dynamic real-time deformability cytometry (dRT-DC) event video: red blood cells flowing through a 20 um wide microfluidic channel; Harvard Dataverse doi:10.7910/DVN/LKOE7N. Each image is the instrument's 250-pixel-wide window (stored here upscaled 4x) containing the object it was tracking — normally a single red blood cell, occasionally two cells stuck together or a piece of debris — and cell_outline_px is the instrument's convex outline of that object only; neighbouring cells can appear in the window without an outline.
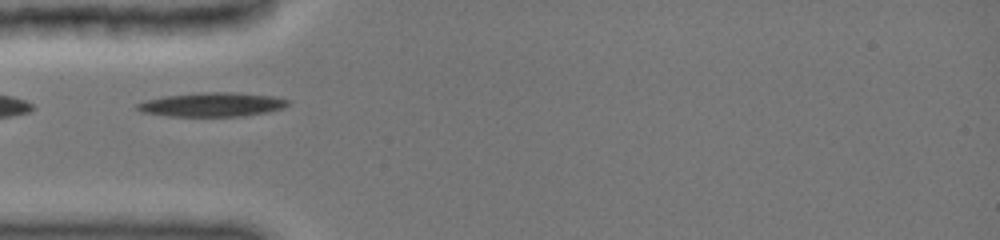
{"species": "common noctule bat (a hibernating species)", "species_latin": "Nyctalus noctula", "temperature_condition": "cold", "stored_images_in_passage": 2, "camera_frame_rate_fps": 3000, "um_per_image_px": 0.085, "animal": {"sex": "female", "body_mass_g": 19.0, "forearm_length_mm": 51.5}, "frame": {"image": 1, "passage_image": 1, "time_ms": 0.0, "image_size_px": [1000, 240], "cell_outline_px": [[288, 104], [280, 108], [264, 112], [240, 116], [172, 116], [144, 112], [136, 108], [136, 104], [148, 100], [168, 96], [204, 92], [236, 92], [272, 96], [288, 100]], "centroid_in_image_um": [18.03, 8.88], "position_along_channel_um": 67.0, "area_um2": 20.52}}